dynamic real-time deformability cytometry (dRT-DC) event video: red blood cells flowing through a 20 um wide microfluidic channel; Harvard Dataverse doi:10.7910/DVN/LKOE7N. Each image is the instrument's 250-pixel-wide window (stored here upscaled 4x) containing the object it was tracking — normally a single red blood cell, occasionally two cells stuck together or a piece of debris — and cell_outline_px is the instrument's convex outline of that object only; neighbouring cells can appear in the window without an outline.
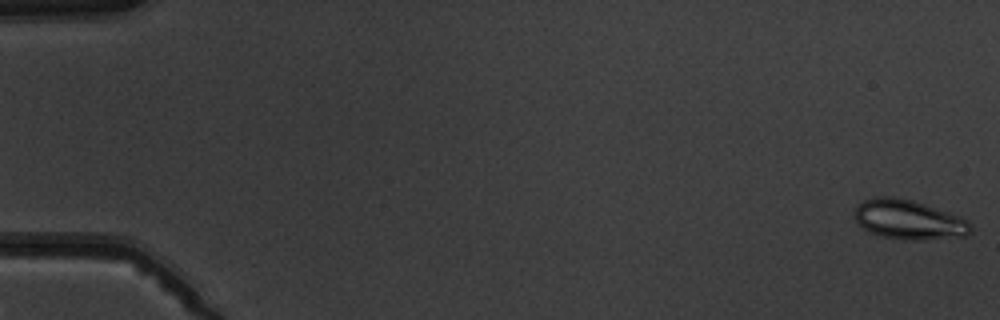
{"species": "common noctule bat (a hibernating species)", "species_latin": "Nyctalus noctula", "temperature_condition": "warm", "stored_images_in_passage": 6, "camera_frame_rate_fps": 3000, "um_per_image_px": 0.085, "animal": {"sex": "male", "body_mass_g": 19.5, "forearm_length_mm": 54.6}, "frame": {"image": 1, "passage_image": 1, "time_ms": 0.0, "image_size_px": [1000, 320], "cell_outline_px": [[972, 232], [968, 236], [924, 240], [904, 240], [880, 236], [868, 232], [852, 216], [852, 212], [864, 200], [872, 196], [896, 196], [912, 200], [960, 216], [968, 220], [972, 224]], "centroid_in_image_um": [77.25, 18.68], "position_along_channel_um": 7.8, "area_um2": 27.22}}